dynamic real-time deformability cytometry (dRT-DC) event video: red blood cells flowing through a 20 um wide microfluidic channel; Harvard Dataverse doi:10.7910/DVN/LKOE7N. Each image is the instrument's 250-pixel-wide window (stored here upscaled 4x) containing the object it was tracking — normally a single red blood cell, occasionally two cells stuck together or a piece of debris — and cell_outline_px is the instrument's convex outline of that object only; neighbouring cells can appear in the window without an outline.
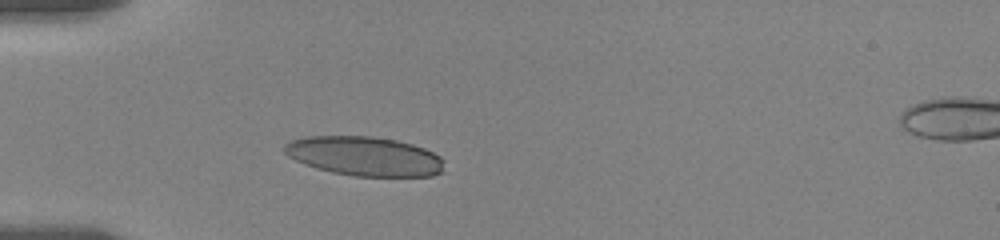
{"species": "human", "species_latin": "Homo sapiens", "temperature_condition": "room temperature", "stored_images_in_passage": 35, "camera_frame_rate_fps": 3000, "um_per_image_px": 0.085, "donor": {"sex": "female"}, "frame": {"image": 1, "passage_image": 1, "time_ms": 0.0, "image_size_px": [1000, 240], "cell_outline_px": [[444, 160], [440, 172], [432, 176], [356, 176], [332, 172], [316, 168], [304, 164], [288, 156], [284, 152], [284, 144], [292, 140], [304, 136], [372, 136], [396, 140], [412, 144], [424, 148], [440, 156]], "centroid_in_image_um": [30.96, 13.27], "position_along_channel_um": 54.0, "area_um2": 36.53}}
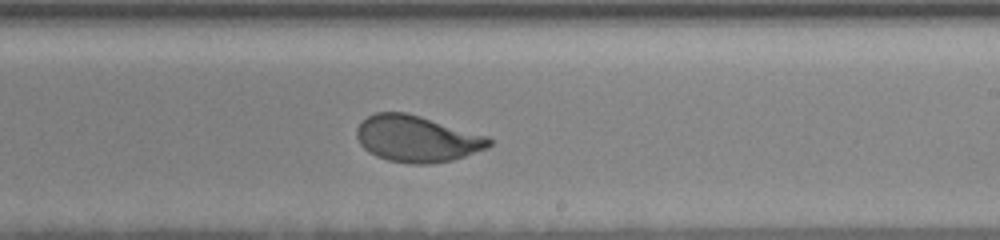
{"frame": {"image": 2, "passage_image": 19, "time_ms": 6.0, "image_size_px": [1000, 240], "cell_outline_px": [[492, 144], [488, 148], [452, 160], [428, 164], [412, 164], [388, 160], [376, 156], [368, 152], [360, 144], [356, 136], [356, 128], [368, 116], [376, 112], [408, 112], [488, 136], [492, 140]], "centroid_in_image_um": [35.44, 11.79], "position_along_channel_um": 253.6, "area_um2": 35.89}}
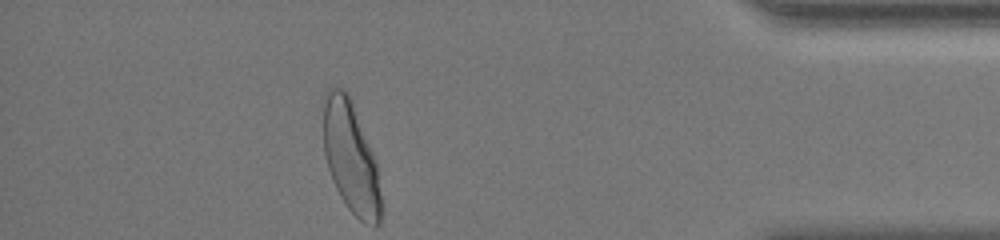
{"frame": {"image": 3, "passage_image": 35, "time_ms": 11.333, "image_size_px": [1000, 240], "cell_outline_px": [[380, 224], [372, 224], [360, 220], [348, 208], [340, 196], [332, 180], [328, 168], [324, 152], [324, 92], [332, 84], [344, 88], [348, 92], [352, 100], [376, 160], [380, 196]], "centroid_in_image_um": [29.79, 13.29], "position_along_channel_um": 405.4, "area_um2": 37.34}, "authors_computed_cell_mechanics": {"area_um2": 35.9516, "velocity_mm_per_s": 3.5234, "shape_relaxation_time_tau1_ms": 3.7919, "shape_relaxation_time_tau2_ms": null, "deformation_change_tau1": 0.1476, "deformation_change_tau2": null}}